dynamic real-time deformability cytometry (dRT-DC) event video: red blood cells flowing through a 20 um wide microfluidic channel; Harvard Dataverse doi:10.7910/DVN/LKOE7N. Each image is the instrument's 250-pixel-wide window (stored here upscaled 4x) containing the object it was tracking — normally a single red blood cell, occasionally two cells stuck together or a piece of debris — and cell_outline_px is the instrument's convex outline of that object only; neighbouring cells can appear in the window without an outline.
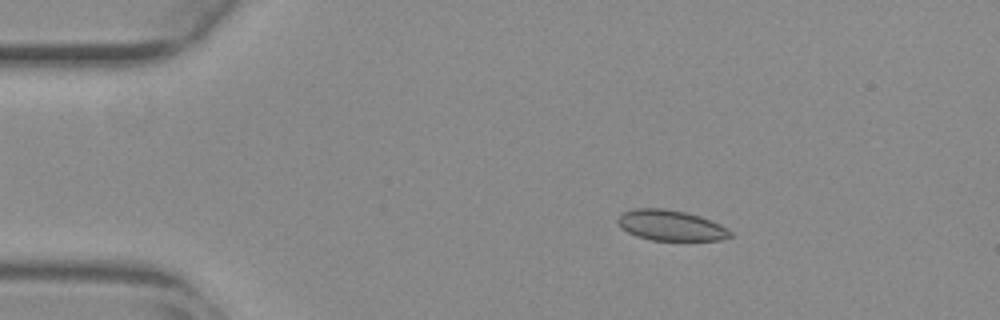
{"species": "common noctule bat (a hibernating species)", "species_latin": "Nyctalus noctula", "temperature_condition": "warm", "stored_images_in_passage": 54, "camera_frame_rate_fps": 3000, "um_per_image_px": 0.085, "animal": {"sex": "female", "body_mass_g": 29.2, "forearm_length_mm": 56.3}, "frame": {"image": 1, "passage_image": 10, "time_ms": 3.0, "image_size_px": [1000, 320], "cell_outline_px": [[732, 236], [720, 240], [652, 240], [636, 236], [620, 228], [616, 220], [624, 212], [636, 208], [664, 208], [684, 212], [700, 216], [720, 224], [728, 228], [732, 232]], "centroid_in_image_um": [57.01, 19.16], "position_along_channel_um": 28.0, "area_um2": 20.0}}
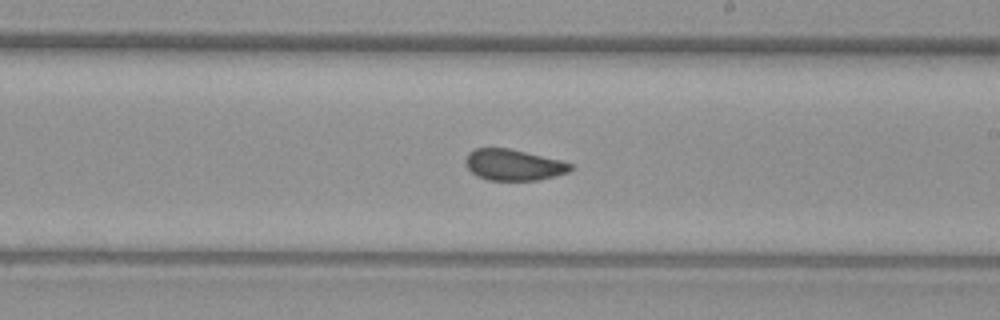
{"frame": {"image": 2, "passage_image": 32, "time_ms": 10.333, "image_size_px": [1000, 320], "cell_outline_px": [[572, 168], [568, 172], [556, 176], [540, 180], [488, 180], [476, 176], [464, 164], [464, 160], [468, 152], [476, 148], [508, 148], [560, 160], [572, 164]], "centroid_in_image_um": [43.61, 14.02], "position_along_channel_um": 245.4, "area_um2": 19.07}}
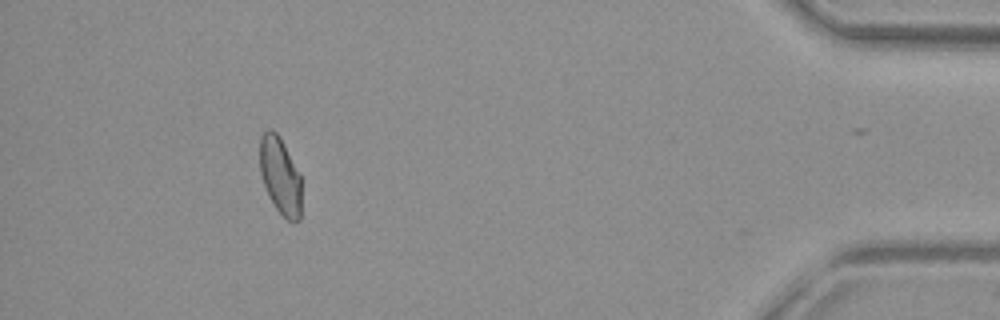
{"frame": {"image": 3, "passage_image": 50, "time_ms": 16.333, "image_size_px": [1000, 320], "cell_outline_px": [[300, 220], [288, 220], [276, 208], [268, 196], [260, 172], [260, 136], [268, 128], [272, 128], [280, 136], [300, 176]], "centroid_in_image_um": [23.79, 14.9], "position_along_channel_um": 411.4, "area_um2": 18.44}, "authors_computed_cell_mechanics": {"area_um2": 19.7387, "velocity_mm_per_s": 3.8195, "shape_relaxation_time_tau1_ms": 11.197, "shape_relaxation_time_tau2_ms": 1.6076, "deformation_change_tau1": 0.1469, "deformation_change_tau2": 0.0449}}